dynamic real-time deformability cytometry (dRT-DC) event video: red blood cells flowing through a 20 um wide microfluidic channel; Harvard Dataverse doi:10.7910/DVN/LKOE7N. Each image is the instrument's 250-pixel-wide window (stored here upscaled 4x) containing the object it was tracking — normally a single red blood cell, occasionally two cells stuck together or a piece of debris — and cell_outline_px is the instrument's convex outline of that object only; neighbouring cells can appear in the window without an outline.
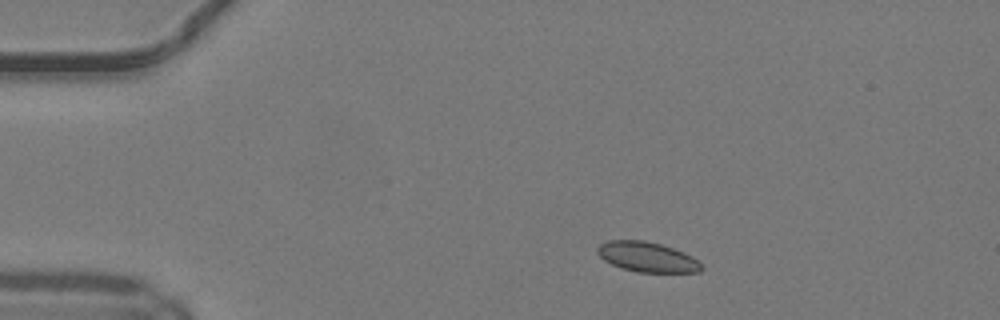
{"species": "common noctule bat (a hibernating species)", "species_latin": "Nyctalus noctula", "temperature_condition": "warm", "stored_images_in_passage": 42, "camera_frame_rate_fps": 3000, "um_per_image_px": 0.085, "animal": {"sex": "male", "body_mass_g": 19.2, "forearm_length_mm": 51.8}, "frame": {"image": 1, "passage_image": 1, "time_ms": 0.0, "image_size_px": [1000, 320], "cell_outline_px": [[704, 268], [700, 272], [636, 272], [620, 268], [604, 260], [596, 252], [596, 248], [600, 244], [608, 240], [644, 240], [660, 244], [684, 252], [692, 256]], "centroid_in_image_um": [54.98, 21.84], "position_along_channel_um": 30.0, "area_um2": 18.21}}
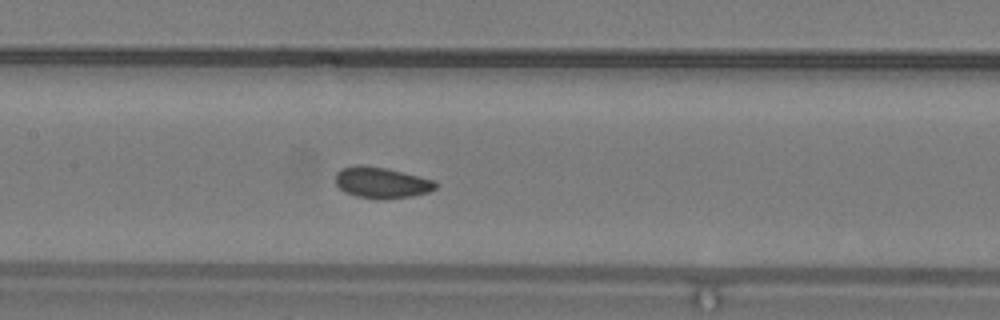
{"frame": {"image": 2, "passage_image": 16, "time_ms": 5.0, "image_size_px": [1000, 320], "cell_outline_px": [[436, 188], [428, 192], [412, 196], [380, 200], [356, 196], [344, 192], [336, 184], [336, 172], [340, 168], [360, 164], [384, 168], [436, 180]], "centroid_in_image_um": [32.41, 15.53], "position_along_channel_um": 175.0, "area_um2": 18.15}}
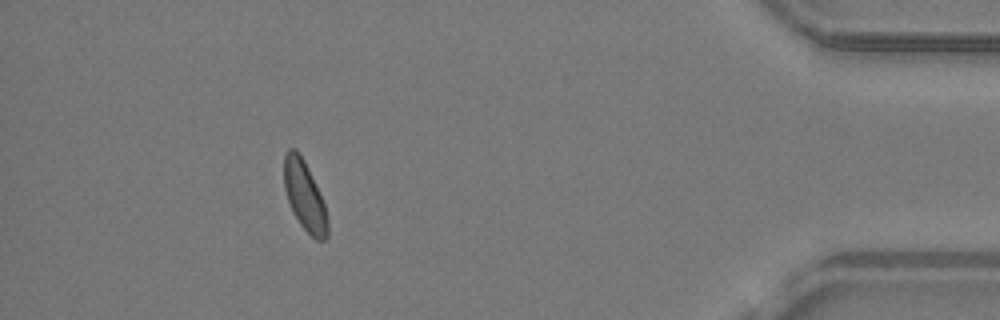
{"frame": {"image": 3, "passage_image": 37, "time_ms": 12.0, "image_size_px": [1000, 320], "cell_outline_px": [[328, 236], [324, 240], [316, 240], [300, 224], [288, 200], [284, 188], [284, 156], [288, 148], [296, 148], [304, 160], [308, 168], [324, 204], [328, 220]], "centroid_in_image_um": [25.89, 16.63], "position_along_channel_um": 409.3, "area_um2": 17.34}, "authors_computed_cell_mechanics": {"area_um2": 18.0336, "velocity_mm_per_s": 4.1486, "shape_relaxation_time_tau1_ms": 3.3531, "shape_relaxation_time_tau2_ms": 1.9194, "deformation_change_tau1": 0.0534, "deformation_change_tau2": 0.0626}}